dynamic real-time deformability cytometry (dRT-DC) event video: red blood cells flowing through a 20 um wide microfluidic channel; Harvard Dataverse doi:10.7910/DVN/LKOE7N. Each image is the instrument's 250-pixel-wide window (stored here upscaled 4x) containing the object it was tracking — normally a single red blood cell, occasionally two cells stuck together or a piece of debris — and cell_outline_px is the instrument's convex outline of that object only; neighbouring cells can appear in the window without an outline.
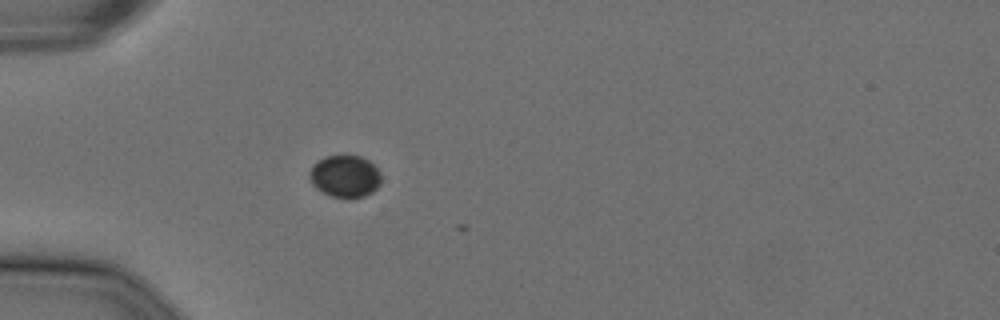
{"species": "Egyptian fruit bat (a non-hibernating species)", "species_latin": "Rousettus aegyptiacus", "temperature_condition": "cold", "stored_images_in_passage": 4, "camera_frame_rate_fps": 3000, "um_per_image_px": 0.085, "animal": {"sex": "female"}, "frame": {"image": 1, "passage_image": 2, "time_ms": 0.333, "image_size_px": [1000, 320], "cell_outline_px": [[380, 184], [372, 192], [364, 196], [348, 200], [332, 196], [316, 188], [312, 184], [308, 176], [308, 172], [312, 164], [324, 156], [344, 152], [348, 152], [360, 156], [368, 160], [380, 172]], "centroid_in_image_um": [29.29, 14.94], "position_along_channel_um": 55.7, "area_um2": 18.38}}